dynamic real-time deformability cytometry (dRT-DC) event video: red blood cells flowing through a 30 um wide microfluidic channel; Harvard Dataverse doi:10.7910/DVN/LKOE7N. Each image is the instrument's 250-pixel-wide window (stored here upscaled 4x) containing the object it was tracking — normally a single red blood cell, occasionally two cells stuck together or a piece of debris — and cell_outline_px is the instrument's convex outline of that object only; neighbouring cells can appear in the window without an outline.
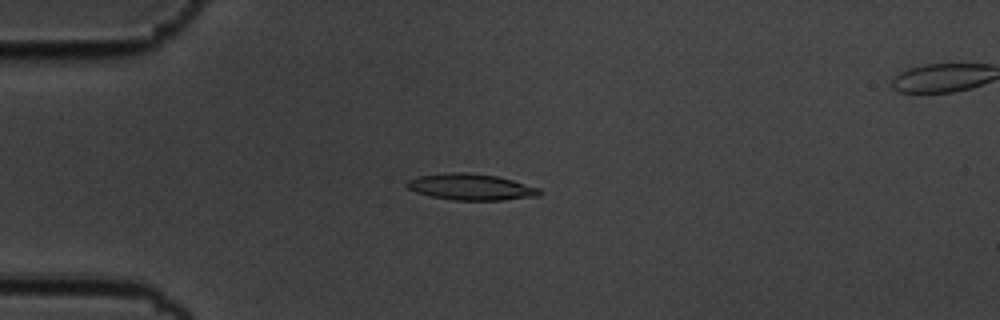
{"species": "common noctule bat (a hibernating species)", "species_latin": "Nyctalus noctula", "temperature_condition": "cold", "stored_images_in_passage": 58, "camera_frame_rate_fps": 3000, "um_per_image_px": 0.085, "animal": {"sex": "male", "body_mass_g": 19.5, "forearm_length_mm": 54.6}, "frame": {"image": 1, "passage_image": 15, "time_ms": 4.667, "image_size_px": [1000, 320], "cell_outline_px": [[544, 192], [540, 196], [504, 200], [452, 200], [428, 196], [416, 192], [408, 188], [404, 184], [408, 180], [416, 176], [452, 172], [468, 172], [496, 176], [512, 180], [540, 188]], "centroid_in_image_um": [40.03, 15.9], "position_along_channel_um": 45.0, "area_um2": 20.58}}
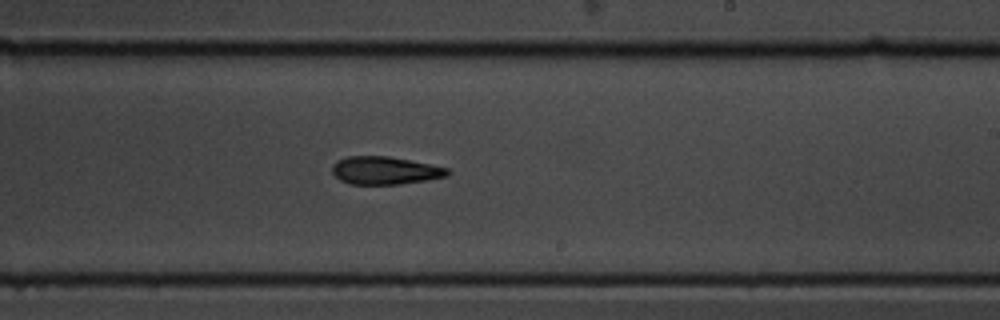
{"frame": {"image": 2, "passage_image": 35, "time_ms": 11.333, "image_size_px": [1000, 320], "cell_outline_px": [[452, 172], [448, 176], [400, 184], [352, 184], [340, 180], [332, 172], [332, 164], [336, 160], [348, 156], [388, 156], [448, 168]], "centroid_in_image_um": [32.7, 14.49], "position_along_channel_um": 256.3, "area_um2": 18.61}}
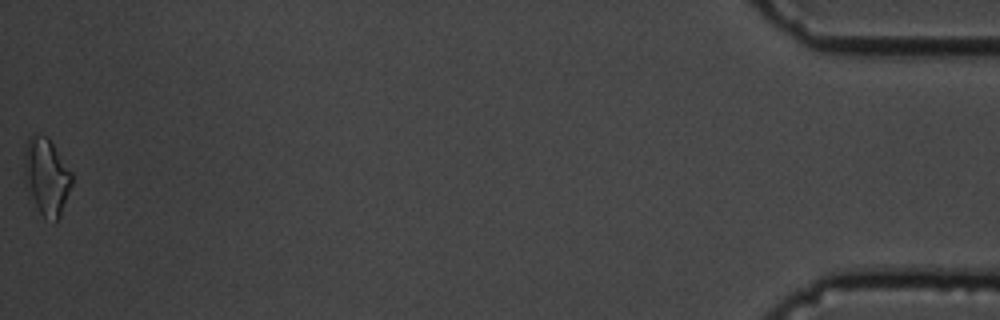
{"frame": {"image": 3, "passage_image": 58, "time_ms": 19.0, "image_size_px": [1000, 320], "cell_outline_px": [[72, 184], [60, 216], [56, 220], [44, 216], [40, 212], [24, 184], [24, 152], [28, 136], [44, 136], [52, 144], [72, 172]], "centroid_in_image_um": [3.94, 15.0], "position_along_channel_um": 431.3, "area_um2": 20.81}, "authors_computed_cell_mechanics": {"area_um2": 18.9873, "velocity_mm_per_s": 3.4905, "shape_relaxation_time_tau1_ms": 5.3512, "shape_relaxation_time_tau2_ms": null, "deformation_change_tau1": 0.1545, "deformation_change_tau2": null}}